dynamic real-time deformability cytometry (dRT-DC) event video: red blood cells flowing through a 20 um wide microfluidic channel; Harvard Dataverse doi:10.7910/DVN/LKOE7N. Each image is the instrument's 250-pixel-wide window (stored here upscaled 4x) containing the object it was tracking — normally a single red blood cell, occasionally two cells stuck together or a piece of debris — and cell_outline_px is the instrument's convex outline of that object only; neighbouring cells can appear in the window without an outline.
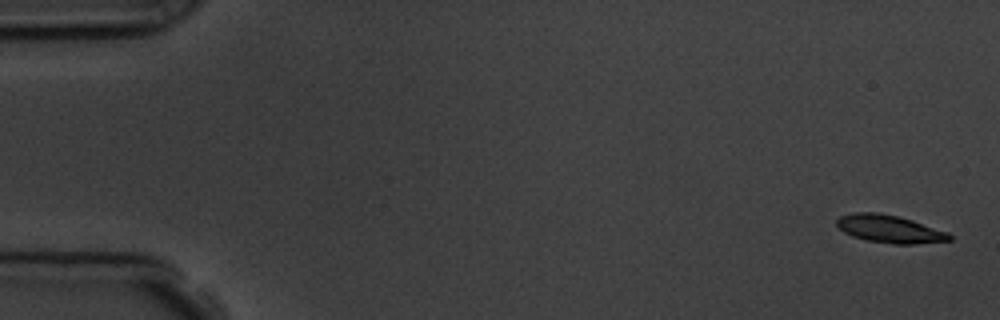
{"species": "common noctule bat (a hibernating species)", "species_latin": "Nyctalus noctula", "temperature_condition": "room temperature", "stored_images_in_passage": 5, "camera_frame_rate_fps": 3000, "um_per_image_px": 0.085, "animal": {"sex": "male", "body_mass_g": 19.5, "forearm_length_mm": 54.6}, "frame": {"image": 1, "passage_image": 1, "time_ms": 0.0, "image_size_px": [1000, 320], "cell_outline_px": [[952, 240], [912, 244], [892, 244], [868, 240], [852, 236], [844, 232], [836, 224], [836, 220], [840, 216], [852, 212], [880, 212], [900, 216], [948, 232], [952, 236]], "centroid_in_image_um": [75.61, 19.45], "position_along_channel_um": 9.4, "area_um2": 18.26}}
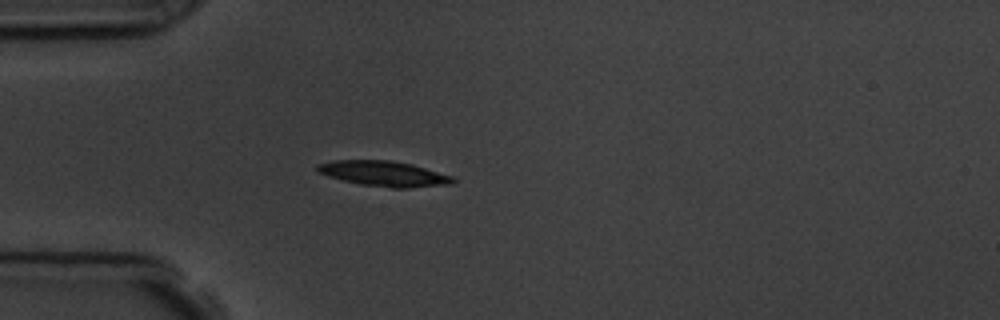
{"frame": {"image": 2, "passage_image": 5, "time_ms": 4.667, "image_size_px": [1000, 320], "cell_outline_px": [[456, 180], [452, 184], [408, 188], [392, 188], [360, 184], [328, 176], [316, 172], [316, 164], [336, 160], [388, 160], [412, 164], [452, 176]], "centroid_in_image_um": [32.62, 14.76], "position_along_channel_um": 52.4, "area_um2": 19.94}}